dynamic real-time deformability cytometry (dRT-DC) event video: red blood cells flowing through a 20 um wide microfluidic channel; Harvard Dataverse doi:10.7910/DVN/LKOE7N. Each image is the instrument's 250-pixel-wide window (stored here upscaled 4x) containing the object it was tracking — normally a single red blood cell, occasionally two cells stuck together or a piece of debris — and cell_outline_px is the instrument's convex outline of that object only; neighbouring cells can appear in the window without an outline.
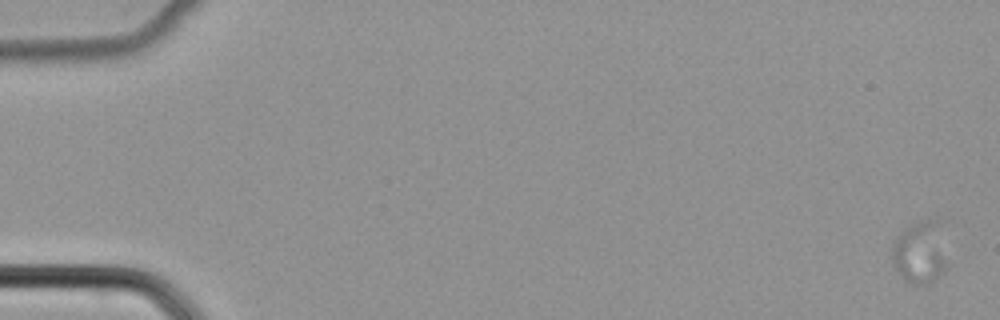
{"species": "common noctule bat (a hibernating species)", "species_latin": "Nyctalus noctula", "temperature_condition": "cold", "stored_images_in_passage": 56, "camera_frame_rate_fps": 3000, "um_per_image_px": 0.085, "animal": {"sex": "female", "body_mass_g": 22.7, "forearm_length_mm": 54.2}, "frame": {"image": 1, "passage_image": 1, "time_ms": 0.0, "image_size_px": [1000, 320], "cell_outline_px": [[948, 268], [944, 272], [928, 284], [908, 284], [904, 280], [892, 264], [892, 244], [896, 236], [908, 228], [924, 220], [940, 216]], "centroid_in_image_um": [78.24, 21.45], "position_along_channel_um": 6.8, "area_um2": 20.58}}
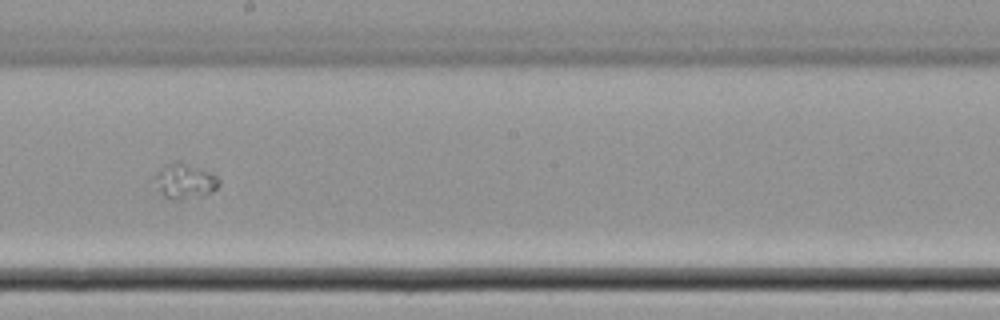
{"frame": {"image": 2, "passage_image": 33, "time_ms": 10.667, "image_size_px": [1000, 320], "cell_outline_px": [[220, 184], [212, 192], [204, 196], [180, 200], [168, 200], [160, 192], [156, 176], [156, 172], [164, 164], [176, 160], [180, 160], [208, 172], [216, 176], [220, 180]], "centroid_in_image_um": [15.72, 15.4], "position_along_channel_um": 232.5, "area_um2": 13.24}}
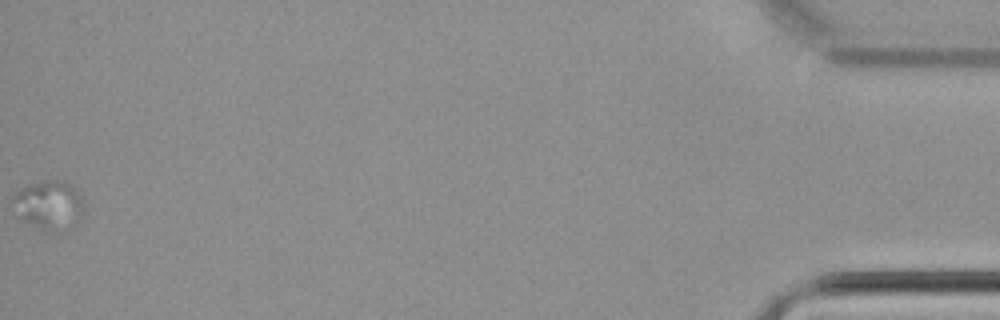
{"frame": {"image": 3, "passage_image": 56, "time_ms": 18.333, "image_size_px": [1000, 320], "cell_outline_px": [[84, 204], [80, 216], [76, 224], [72, 228], [48, 232], [44, 232], [20, 220], [16, 216], [12, 200], [12, 196], [20, 188], [48, 180], [64, 180], [72, 184], [80, 192], [84, 200]], "centroid_in_image_um": [4.16, 17.45], "position_along_channel_um": 431.0, "area_um2": 20.87}}